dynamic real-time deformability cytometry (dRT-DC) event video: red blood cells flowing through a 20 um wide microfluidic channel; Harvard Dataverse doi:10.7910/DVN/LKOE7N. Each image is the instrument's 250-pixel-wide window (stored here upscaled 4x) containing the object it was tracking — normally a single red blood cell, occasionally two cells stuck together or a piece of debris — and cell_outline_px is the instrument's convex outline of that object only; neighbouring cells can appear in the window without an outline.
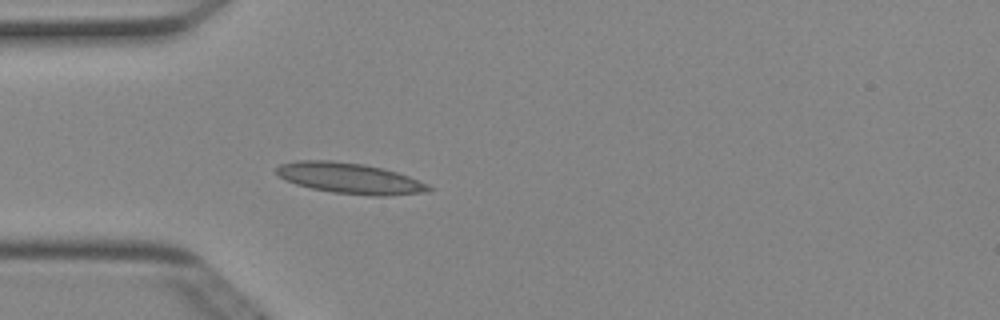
{"species": "Egyptian fruit bat (a non-hibernating species)", "species_latin": "Rousettus aegyptiacus", "temperature_condition": "cold", "stored_images_in_passage": 37, "camera_frame_rate_fps": 3000, "um_per_image_px": 0.085, "animal": {"sex": "female"}, "frame": {"image": 1, "passage_image": 1, "time_ms": 0.0, "image_size_px": [1000, 320], "cell_outline_px": [[436, 188], [432, 192], [384, 196], [372, 196], [332, 192], [312, 188], [296, 184], [284, 180], [276, 172], [276, 168], [280, 164], [296, 160], [332, 160], [364, 164], [384, 168], [408, 176], [428, 184]], "centroid_in_image_um": [29.78, 15.15], "position_along_channel_um": 55.2, "area_um2": 27.57}}
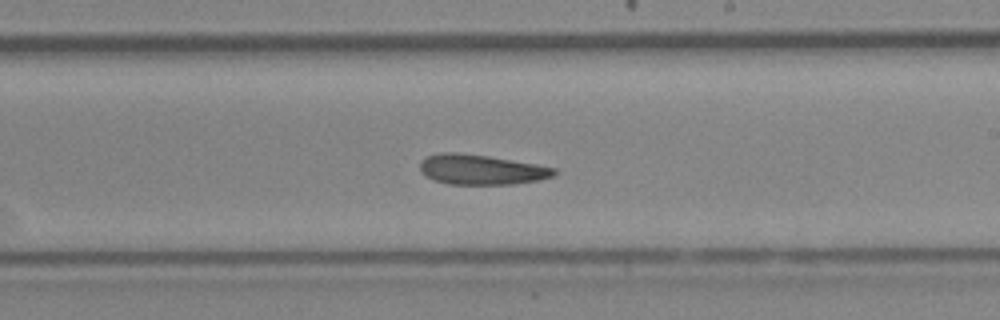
{"frame": {"image": 2, "passage_image": 16, "time_ms": 5.0, "image_size_px": [1000, 320], "cell_outline_px": [[556, 172], [552, 176], [540, 180], [512, 184], [448, 184], [436, 180], [420, 172], [420, 160], [428, 156], [440, 152], [456, 152], [488, 156], [536, 164], [556, 168]], "centroid_in_image_um": [40.89, 14.41], "position_along_channel_um": 248.1, "area_um2": 23.35}}
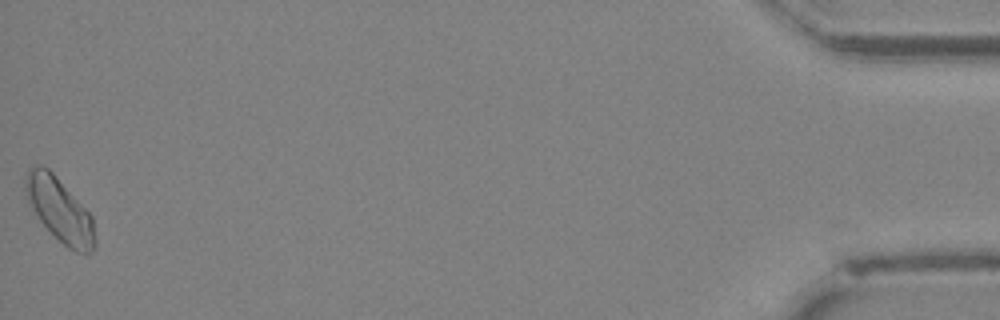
{"frame": {"image": 3, "passage_image": 37, "time_ms": 12.0, "image_size_px": [1000, 320], "cell_outline_px": [[96, 248], [92, 252], [76, 252], [68, 248], [36, 216], [28, 204], [24, 188], [24, 176], [28, 168], [36, 164], [40, 164], [48, 168], [52, 172], [92, 216], [96, 240]], "centroid_in_image_um": [5.04, 17.81], "position_along_channel_um": 430.2, "area_um2": 25.78}, "authors_computed_cell_mechanics": {"area_um2": 23.7558, "velocity_mm_per_s": 3.9719, "shape_relaxation_time_tau1_ms": null, "shape_relaxation_time_tau2_ms": 6.1389, "deformation_change_tau1": null, "deformation_change_tau2": 0.1252}}